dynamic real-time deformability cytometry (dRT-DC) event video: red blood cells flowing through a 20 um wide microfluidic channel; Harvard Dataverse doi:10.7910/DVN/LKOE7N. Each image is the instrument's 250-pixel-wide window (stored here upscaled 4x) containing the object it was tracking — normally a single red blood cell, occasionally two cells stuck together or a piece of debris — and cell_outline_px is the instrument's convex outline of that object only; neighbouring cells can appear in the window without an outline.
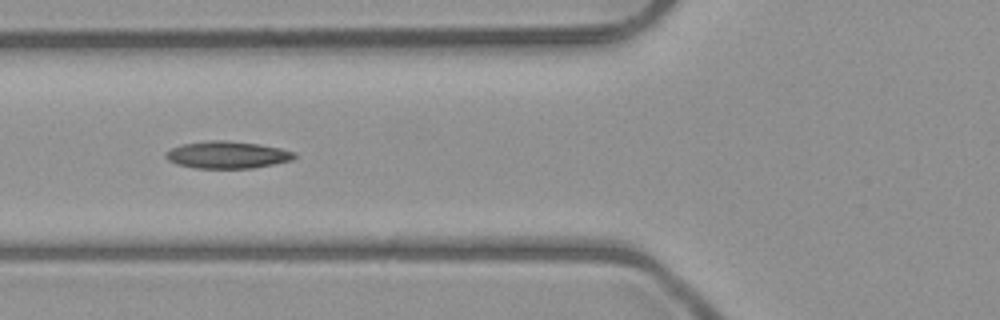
{"species": "common noctule bat (a hibernating species)", "species_latin": "Nyctalus noctula", "temperature_condition": "room temperature", "stored_images_in_passage": 8, "camera_frame_rate_fps": 3000, "um_per_image_px": 0.085, "animal": {"sex": "male", "body_mass_g": 23.1, "forearm_length_mm": 52.7}, "frame": {"image": 1, "passage_image": 5, "time_ms": 4.667, "image_size_px": [1000, 320], "cell_outline_px": [[296, 156], [292, 160], [252, 168], [192, 168], [176, 164], [168, 160], [164, 156], [164, 152], [172, 148], [184, 144], [208, 140], [224, 140], [260, 144], [280, 148], [296, 152]], "centroid_in_image_um": [19.3, 13.16], "position_along_channel_um": 106.5, "area_um2": 20.4}}
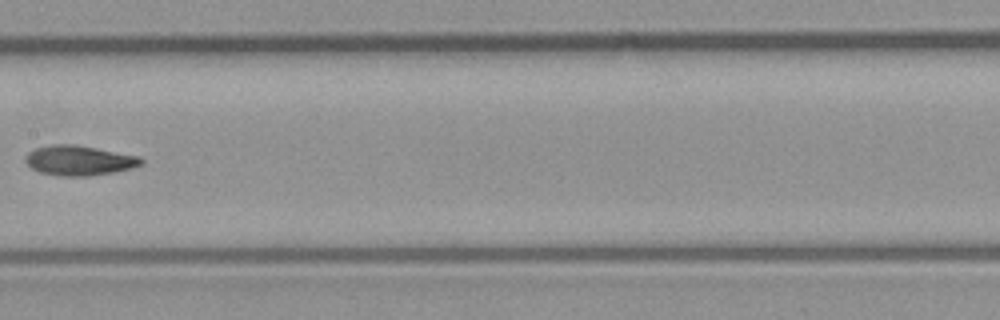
{"frame": {"image": 2, "passage_image": 7, "time_ms": 7.0, "image_size_px": [1000, 320], "cell_outline_px": [[144, 164], [132, 168], [116, 172], [88, 176], [60, 176], [40, 172], [32, 168], [24, 160], [24, 156], [28, 152], [36, 148], [52, 144], [72, 144], [96, 148], [140, 156], [144, 160]], "centroid_in_image_um": [6.75, 13.64], "position_along_channel_um": 200.7, "area_um2": 20.29}}
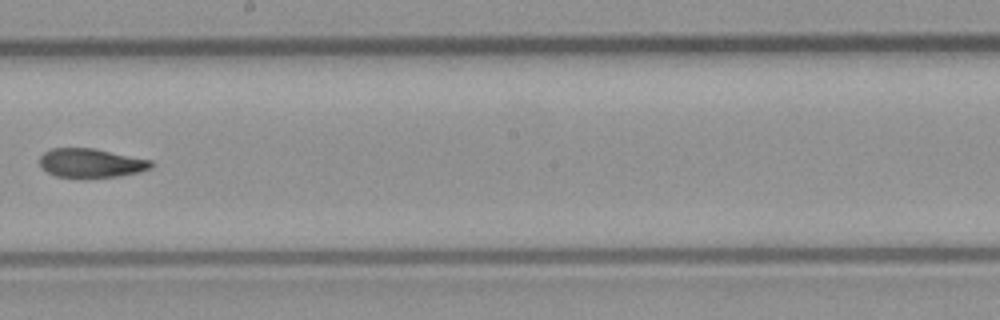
{"frame": {"image": 3, "passage_image": 8, "time_ms": 8.0, "image_size_px": [1000, 320], "cell_outline_px": [[156, 164], [152, 168], [140, 172], [120, 176], [84, 180], [56, 176], [48, 172], [40, 164], [40, 156], [44, 152], [52, 148], [92, 148], [152, 160]], "centroid_in_image_um": [7.77, 13.89], "position_along_channel_um": 240.4, "area_um2": 19.42}}